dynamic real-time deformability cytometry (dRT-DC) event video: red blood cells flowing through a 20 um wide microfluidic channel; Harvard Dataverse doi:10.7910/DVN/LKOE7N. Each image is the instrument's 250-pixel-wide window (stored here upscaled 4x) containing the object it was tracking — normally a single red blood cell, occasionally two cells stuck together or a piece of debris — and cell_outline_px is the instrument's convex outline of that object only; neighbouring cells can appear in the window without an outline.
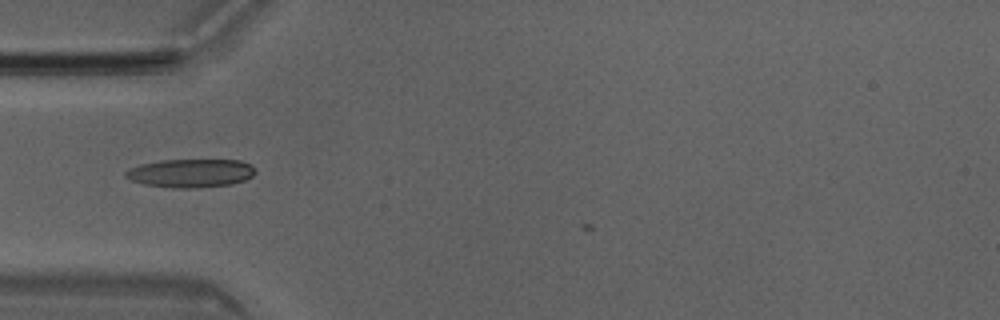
{"species": "Egyptian fruit bat (a non-hibernating species)", "species_latin": "Rousettus aegyptiacus", "temperature_condition": "room temperature", "stored_images_in_passage": 4, "camera_frame_rate_fps": 3000, "um_per_image_px": 0.085, "animal": {"sex": "male"}, "frame": {"image": 1, "passage_image": 1, "time_ms": 0.0, "image_size_px": [1000, 320], "cell_outline_px": [[256, 172], [252, 176], [244, 180], [232, 184], [200, 188], [172, 188], [144, 184], [132, 180], [124, 176], [124, 172], [140, 164], [160, 160], [240, 160], [252, 164], [256, 168]], "centroid_in_image_um": [16.25, 14.72], "position_along_channel_um": 68.8, "area_um2": 21.68}}